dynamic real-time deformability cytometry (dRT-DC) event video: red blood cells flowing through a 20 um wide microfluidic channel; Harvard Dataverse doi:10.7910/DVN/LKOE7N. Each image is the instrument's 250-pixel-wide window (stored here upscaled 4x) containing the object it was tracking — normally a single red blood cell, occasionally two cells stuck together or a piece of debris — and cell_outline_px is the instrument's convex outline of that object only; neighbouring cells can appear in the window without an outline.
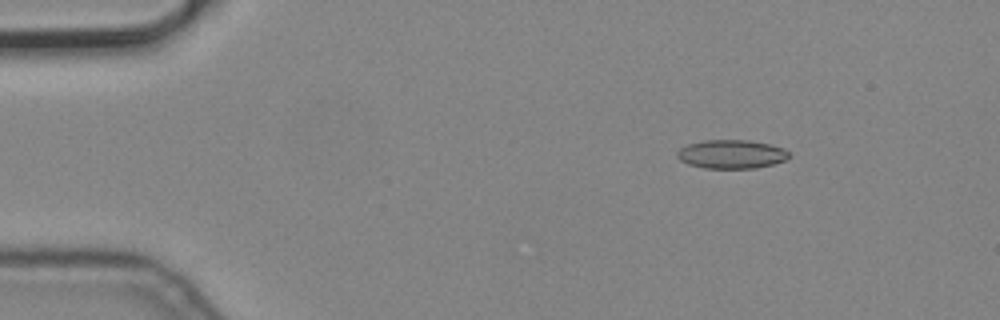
{"species": "common noctule bat (a hibernating species)", "species_latin": "Nyctalus noctula", "temperature_condition": "cold", "stored_images_in_passage": 5, "camera_frame_rate_fps": 3000, "um_per_image_px": 0.085, "animal": {"sex": "male", "body_mass_g": 19.2, "forearm_length_mm": 51.8}, "frame": {"image": 1, "passage_image": 3, "time_ms": 0.667, "image_size_px": [1000, 320], "cell_outline_px": [[788, 156], [784, 160], [772, 164], [756, 168], [704, 168], [688, 164], [680, 160], [676, 156], [676, 152], [680, 148], [688, 144], [704, 140], [748, 140], [768, 144], [784, 148], [788, 152]], "centroid_in_image_um": [62.13, 13.1], "position_along_channel_um": 22.9, "area_um2": 18.61}}